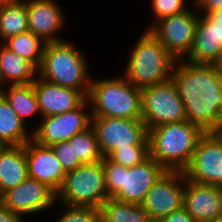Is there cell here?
Here are the masks:
<instances>
[{
    "label": "cell",
    "instance_id": "obj_22",
    "mask_svg": "<svg viewBox=\"0 0 222 222\" xmlns=\"http://www.w3.org/2000/svg\"><path fill=\"white\" fill-rule=\"evenodd\" d=\"M24 123L0 93V146L24 145L32 138ZM30 132V134H28Z\"/></svg>",
    "mask_w": 222,
    "mask_h": 222
},
{
    "label": "cell",
    "instance_id": "obj_9",
    "mask_svg": "<svg viewBox=\"0 0 222 222\" xmlns=\"http://www.w3.org/2000/svg\"><path fill=\"white\" fill-rule=\"evenodd\" d=\"M92 126L103 157H109L119 147L149 145L148 130L142 119L92 117Z\"/></svg>",
    "mask_w": 222,
    "mask_h": 222
},
{
    "label": "cell",
    "instance_id": "obj_8",
    "mask_svg": "<svg viewBox=\"0 0 222 222\" xmlns=\"http://www.w3.org/2000/svg\"><path fill=\"white\" fill-rule=\"evenodd\" d=\"M142 121L148 129L186 120L185 106L172 80L141 89Z\"/></svg>",
    "mask_w": 222,
    "mask_h": 222
},
{
    "label": "cell",
    "instance_id": "obj_30",
    "mask_svg": "<svg viewBox=\"0 0 222 222\" xmlns=\"http://www.w3.org/2000/svg\"><path fill=\"white\" fill-rule=\"evenodd\" d=\"M150 2V8L152 9L151 12L153 14L152 16H154L151 22H154L151 23L146 30H149L162 18L182 13L189 8L186 6L187 2L184 0H150Z\"/></svg>",
    "mask_w": 222,
    "mask_h": 222
},
{
    "label": "cell",
    "instance_id": "obj_27",
    "mask_svg": "<svg viewBox=\"0 0 222 222\" xmlns=\"http://www.w3.org/2000/svg\"><path fill=\"white\" fill-rule=\"evenodd\" d=\"M69 141L74 142L75 157H78L83 164L102 161L103 156L100 152L97 135L92 125L74 135Z\"/></svg>",
    "mask_w": 222,
    "mask_h": 222
},
{
    "label": "cell",
    "instance_id": "obj_20",
    "mask_svg": "<svg viewBox=\"0 0 222 222\" xmlns=\"http://www.w3.org/2000/svg\"><path fill=\"white\" fill-rule=\"evenodd\" d=\"M28 177L25 144L0 146V196Z\"/></svg>",
    "mask_w": 222,
    "mask_h": 222
},
{
    "label": "cell",
    "instance_id": "obj_40",
    "mask_svg": "<svg viewBox=\"0 0 222 222\" xmlns=\"http://www.w3.org/2000/svg\"><path fill=\"white\" fill-rule=\"evenodd\" d=\"M147 222H161V220H157V219H149Z\"/></svg>",
    "mask_w": 222,
    "mask_h": 222
},
{
    "label": "cell",
    "instance_id": "obj_25",
    "mask_svg": "<svg viewBox=\"0 0 222 222\" xmlns=\"http://www.w3.org/2000/svg\"><path fill=\"white\" fill-rule=\"evenodd\" d=\"M101 222H147V212L140 204L108 198L99 208Z\"/></svg>",
    "mask_w": 222,
    "mask_h": 222
},
{
    "label": "cell",
    "instance_id": "obj_31",
    "mask_svg": "<svg viewBox=\"0 0 222 222\" xmlns=\"http://www.w3.org/2000/svg\"><path fill=\"white\" fill-rule=\"evenodd\" d=\"M51 147L66 173L83 164L78 157H75L74 142L66 140L55 143Z\"/></svg>",
    "mask_w": 222,
    "mask_h": 222
},
{
    "label": "cell",
    "instance_id": "obj_5",
    "mask_svg": "<svg viewBox=\"0 0 222 222\" xmlns=\"http://www.w3.org/2000/svg\"><path fill=\"white\" fill-rule=\"evenodd\" d=\"M92 117L141 119V89L133 86L124 76L91 79L87 96Z\"/></svg>",
    "mask_w": 222,
    "mask_h": 222
},
{
    "label": "cell",
    "instance_id": "obj_6",
    "mask_svg": "<svg viewBox=\"0 0 222 222\" xmlns=\"http://www.w3.org/2000/svg\"><path fill=\"white\" fill-rule=\"evenodd\" d=\"M103 170L108 197L134 204L143 202L146 193L166 171L152 157L130 168L103 157Z\"/></svg>",
    "mask_w": 222,
    "mask_h": 222
},
{
    "label": "cell",
    "instance_id": "obj_4",
    "mask_svg": "<svg viewBox=\"0 0 222 222\" xmlns=\"http://www.w3.org/2000/svg\"><path fill=\"white\" fill-rule=\"evenodd\" d=\"M129 56L123 76L136 88L171 79L176 59L148 30L139 36Z\"/></svg>",
    "mask_w": 222,
    "mask_h": 222
},
{
    "label": "cell",
    "instance_id": "obj_35",
    "mask_svg": "<svg viewBox=\"0 0 222 222\" xmlns=\"http://www.w3.org/2000/svg\"><path fill=\"white\" fill-rule=\"evenodd\" d=\"M0 222H25V219L0 203Z\"/></svg>",
    "mask_w": 222,
    "mask_h": 222
},
{
    "label": "cell",
    "instance_id": "obj_28",
    "mask_svg": "<svg viewBox=\"0 0 222 222\" xmlns=\"http://www.w3.org/2000/svg\"><path fill=\"white\" fill-rule=\"evenodd\" d=\"M149 157V145H129L117 148L108 158L116 164L130 168L142 164Z\"/></svg>",
    "mask_w": 222,
    "mask_h": 222
},
{
    "label": "cell",
    "instance_id": "obj_14",
    "mask_svg": "<svg viewBox=\"0 0 222 222\" xmlns=\"http://www.w3.org/2000/svg\"><path fill=\"white\" fill-rule=\"evenodd\" d=\"M0 203L19 215L28 216L46 211L56 205V193L44 183L27 177L18 186L0 196ZM27 214V215H26Z\"/></svg>",
    "mask_w": 222,
    "mask_h": 222
},
{
    "label": "cell",
    "instance_id": "obj_7",
    "mask_svg": "<svg viewBox=\"0 0 222 222\" xmlns=\"http://www.w3.org/2000/svg\"><path fill=\"white\" fill-rule=\"evenodd\" d=\"M108 198L103 159L82 164L73 171L67 172L62 187L56 193V201L62 205L97 209Z\"/></svg>",
    "mask_w": 222,
    "mask_h": 222
},
{
    "label": "cell",
    "instance_id": "obj_38",
    "mask_svg": "<svg viewBox=\"0 0 222 222\" xmlns=\"http://www.w3.org/2000/svg\"><path fill=\"white\" fill-rule=\"evenodd\" d=\"M208 222H222V215L220 217L215 218L214 220Z\"/></svg>",
    "mask_w": 222,
    "mask_h": 222
},
{
    "label": "cell",
    "instance_id": "obj_17",
    "mask_svg": "<svg viewBox=\"0 0 222 222\" xmlns=\"http://www.w3.org/2000/svg\"><path fill=\"white\" fill-rule=\"evenodd\" d=\"M32 84L41 117L66 113L77 108L86 99L78 90L59 86L39 76Z\"/></svg>",
    "mask_w": 222,
    "mask_h": 222
},
{
    "label": "cell",
    "instance_id": "obj_29",
    "mask_svg": "<svg viewBox=\"0 0 222 222\" xmlns=\"http://www.w3.org/2000/svg\"><path fill=\"white\" fill-rule=\"evenodd\" d=\"M64 206L55 222H101L100 211L93 207Z\"/></svg>",
    "mask_w": 222,
    "mask_h": 222
},
{
    "label": "cell",
    "instance_id": "obj_23",
    "mask_svg": "<svg viewBox=\"0 0 222 222\" xmlns=\"http://www.w3.org/2000/svg\"><path fill=\"white\" fill-rule=\"evenodd\" d=\"M5 86L0 88V93L24 123H26L25 120L28 117L34 114L40 116L41 120V113L32 83Z\"/></svg>",
    "mask_w": 222,
    "mask_h": 222
},
{
    "label": "cell",
    "instance_id": "obj_26",
    "mask_svg": "<svg viewBox=\"0 0 222 222\" xmlns=\"http://www.w3.org/2000/svg\"><path fill=\"white\" fill-rule=\"evenodd\" d=\"M12 52L27 59L37 68L40 67L46 42L39 36L27 31L3 42Z\"/></svg>",
    "mask_w": 222,
    "mask_h": 222
},
{
    "label": "cell",
    "instance_id": "obj_24",
    "mask_svg": "<svg viewBox=\"0 0 222 222\" xmlns=\"http://www.w3.org/2000/svg\"><path fill=\"white\" fill-rule=\"evenodd\" d=\"M26 0H13L0 5V43L27 32Z\"/></svg>",
    "mask_w": 222,
    "mask_h": 222
},
{
    "label": "cell",
    "instance_id": "obj_21",
    "mask_svg": "<svg viewBox=\"0 0 222 222\" xmlns=\"http://www.w3.org/2000/svg\"><path fill=\"white\" fill-rule=\"evenodd\" d=\"M38 76V68L27 59L0 43V88L5 84H31Z\"/></svg>",
    "mask_w": 222,
    "mask_h": 222
},
{
    "label": "cell",
    "instance_id": "obj_19",
    "mask_svg": "<svg viewBox=\"0 0 222 222\" xmlns=\"http://www.w3.org/2000/svg\"><path fill=\"white\" fill-rule=\"evenodd\" d=\"M221 46L217 41L215 23L200 14L191 51L184 60L195 64H213Z\"/></svg>",
    "mask_w": 222,
    "mask_h": 222
},
{
    "label": "cell",
    "instance_id": "obj_11",
    "mask_svg": "<svg viewBox=\"0 0 222 222\" xmlns=\"http://www.w3.org/2000/svg\"><path fill=\"white\" fill-rule=\"evenodd\" d=\"M41 118L35 130L32 129V139L46 146L70 140L92 125L91 108L87 98L73 110Z\"/></svg>",
    "mask_w": 222,
    "mask_h": 222
},
{
    "label": "cell",
    "instance_id": "obj_1",
    "mask_svg": "<svg viewBox=\"0 0 222 222\" xmlns=\"http://www.w3.org/2000/svg\"><path fill=\"white\" fill-rule=\"evenodd\" d=\"M171 80L186 112V120L204 132L222 128V73L212 64L175 62Z\"/></svg>",
    "mask_w": 222,
    "mask_h": 222
},
{
    "label": "cell",
    "instance_id": "obj_41",
    "mask_svg": "<svg viewBox=\"0 0 222 222\" xmlns=\"http://www.w3.org/2000/svg\"><path fill=\"white\" fill-rule=\"evenodd\" d=\"M218 132L222 135V128Z\"/></svg>",
    "mask_w": 222,
    "mask_h": 222
},
{
    "label": "cell",
    "instance_id": "obj_3",
    "mask_svg": "<svg viewBox=\"0 0 222 222\" xmlns=\"http://www.w3.org/2000/svg\"><path fill=\"white\" fill-rule=\"evenodd\" d=\"M84 56L68 40L47 42L38 76L59 86L78 90L87 98L91 77Z\"/></svg>",
    "mask_w": 222,
    "mask_h": 222
},
{
    "label": "cell",
    "instance_id": "obj_33",
    "mask_svg": "<svg viewBox=\"0 0 222 222\" xmlns=\"http://www.w3.org/2000/svg\"><path fill=\"white\" fill-rule=\"evenodd\" d=\"M161 222H195L193 217L184 209L173 211L169 215L163 217Z\"/></svg>",
    "mask_w": 222,
    "mask_h": 222
},
{
    "label": "cell",
    "instance_id": "obj_15",
    "mask_svg": "<svg viewBox=\"0 0 222 222\" xmlns=\"http://www.w3.org/2000/svg\"><path fill=\"white\" fill-rule=\"evenodd\" d=\"M28 177L38 180L57 193L63 185L66 172L51 146L39 144L32 138L25 143Z\"/></svg>",
    "mask_w": 222,
    "mask_h": 222
},
{
    "label": "cell",
    "instance_id": "obj_37",
    "mask_svg": "<svg viewBox=\"0 0 222 222\" xmlns=\"http://www.w3.org/2000/svg\"><path fill=\"white\" fill-rule=\"evenodd\" d=\"M217 188H218L219 207H220V211H221V214H222V184L217 185Z\"/></svg>",
    "mask_w": 222,
    "mask_h": 222
},
{
    "label": "cell",
    "instance_id": "obj_12",
    "mask_svg": "<svg viewBox=\"0 0 222 222\" xmlns=\"http://www.w3.org/2000/svg\"><path fill=\"white\" fill-rule=\"evenodd\" d=\"M185 178L209 185L222 184V135L205 132L198 140L191 162L183 170Z\"/></svg>",
    "mask_w": 222,
    "mask_h": 222
},
{
    "label": "cell",
    "instance_id": "obj_32",
    "mask_svg": "<svg viewBox=\"0 0 222 222\" xmlns=\"http://www.w3.org/2000/svg\"><path fill=\"white\" fill-rule=\"evenodd\" d=\"M195 8H200L201 15L222 9V0H194Z\"/></svg>",
    "mask_w": 222,
    "mask_h": 222
},
{
    "label": "cell",
    "instance_id": "obj_16",
    "mask_svg": "<svg viewBox=\"0 0 222 222\" xmlns=\"http://www.w3.org/2000/svg\"><path fill=\"white\" fill-rule=\"evenodd\" d=\"M55 1L26 0L28 30L46 43L66 40L57 34L67 22L63 8Z\"/></svg>",
    "mask_w": 222,
    "mask_h": 222
},
{
    "label": "cell",
    "instance_id": "obj_2",
    "mask_svg": "<svg viewBox=\"0 0 222 222\" xmlns=\"http://www.w3.org/2000/svg\"><path fill=\"white\" fill-rule=\"evenodd\" d=\"M205 132L188 120L148 129L150 157L166 170L183 171Z\"/></svg>",
    "mask_w": 222,
    "mask_h": 222
},
{
    "label": "cell",
    "instance_id": "obj_13",
    "mask_svg": "<svg viewBox=\"0 0 222 222\" xmlns=\"http://www.w3.org/2000/svg\"><path fill=\"white\" fill-rule=\"evenodd\" d=\"M185 175L183 171L166 170L146 193L140 204L149 219L161 220L183 208Z\"/></svg>",
    "mask_w": 222,
    "mask_h": 222
},
{
    "label": "cell",
    "instance_id": "obj_34",
    "mask_svg": "<svg viewBox=\"0 0 222 222\" xmlns=\"http://www.w3.org/2000/svg\"><path fill=\"white\" fill-rule=\"evenodd\" d=\"M205 16L212 22L215 23L217 41L222 45V9L215 10Z\"/></svg>",
    "mask_w": 222,
    "mask_h": 222
},
{
    "label": "cell",
    "instance_id": "obj_18",
    "mask_svg": "<svg viewBox=\"0 0 222 222\" xmlns=\"http://www.w3.org/2000/svg\"><path fill=\"white\" fill-rule=\"evenodd\" d=\"M183 208L195 222H208L220 217L217 185L197 183L185 178Z\"/></svg>",
    "mask_w": 222,
    "mask_h": 222
},
{
    "label": "cell",
    "instance_id": "obj_36",
    "mask_svg": "<svg viewBox=\"0 0 222 222\" xmlns=\"http://www.w3.org/2000/svg\"><path fill=\"white\" fill-rule=\"evenodd\" d=\"M219 72L222 73V46L220 48V51L218 53V56L214 63L212 64Z\"/></svg>",
    "mask_w": 222,
    "mask_h": 222
},
{
    "label": "cell",
    "instance_id": "obj_10",
    "mask_svg": "<svg viewBox=\"0 0 222 222\" xmlns=\"http://www.w3.org/2000/svg\"><path fill=\"white\" fill-rule=\"evenodd\" d=\"M188 8L182 13L162 18L148 31L152 33L176 59L184 60L191 51L200 13Z\"/></svg>",
    "mask_w": 222,
    "mask_h": 222
},
{
    "label": "cell",
    "instance_id": "obj_39",
    "mask_svg": "<svg viewBox=\"0 0 222 222\" xmlns=\"http://www.w3.org/2000/svg\"><path fill=\"white\" fill-rule=\"evenodd\" d=\"M10 1H13V0H0V5L4 4V3H7V2H10Z\"/></svg>",
    "mask_w": 222,
    "mask_h": 222
}]
</instances>
